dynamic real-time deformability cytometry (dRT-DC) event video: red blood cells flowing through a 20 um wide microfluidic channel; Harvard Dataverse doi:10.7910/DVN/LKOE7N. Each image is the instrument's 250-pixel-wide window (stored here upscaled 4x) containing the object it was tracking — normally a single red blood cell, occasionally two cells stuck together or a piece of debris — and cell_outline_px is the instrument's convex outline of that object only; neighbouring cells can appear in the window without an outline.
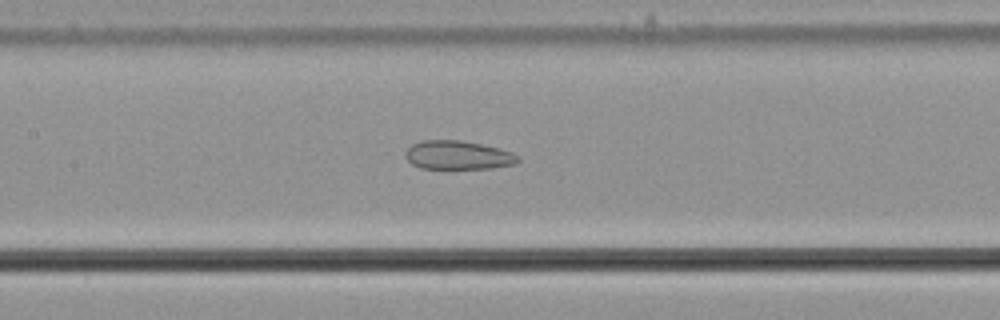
{"species": "common noctule bat (a hibernating species)", "species_latin": "Nyctalus noctula", "temperature_condition": "cold", "stored_images_in_passage": 48, "camera_frame_rate_fps": 3000, "um_per_image_px": 0.085, "animal": {"sex": "male", "body_mass_g": 21.5, "forearm_length_mm": 52.0}, "frame": {"image": 1, "passage_image": 19, "time_ms": 6.0, "image_size_px": [1000, 320], "cell_outline_px": [[520, 160], [516, 164], [492, 168], [420, 168], [412, 164], [404, 156], [404, 152], [412, 144], [424, 140], [460, 140], [480, 144], [512, 152], [520, 156]], "centroid_in_image_um": [38.92, 13.19], "position_along_channel_um": 168.5, "area_um2": 18.79}}
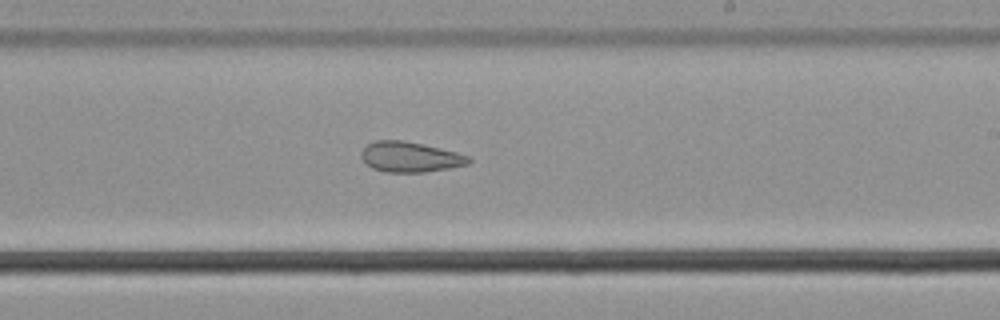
{"frame": {"image": 2, "passage_image": 26, "time_ms": 8.333, "image_size_px": [1000, 320], "cell_outline_px": [[472, 160], [468, 164], [452, 168], [424, 172], [384, 172], [372, 168], [360, 156], [360, 152], [368, 144], [376, 140], [404, 140], [440, 148], [456, 152], [468, 156]], "centroid_in_image_um": [34.86, 13.34], "position_along_channel_um": 254.1, "area_um2": 18.96}}
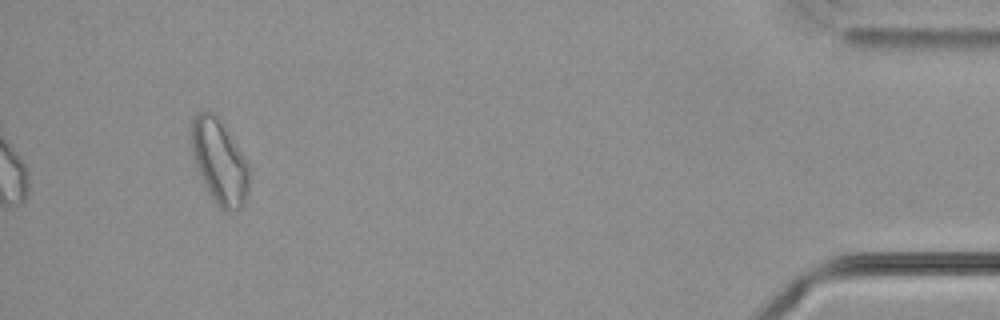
{"frame": {"image": 3, "passage_image": 45, "time_ms": 14.667, "image_size_px": [1000, 320], "cell_outline_px": [[248, 192], [244, 204], [236, 212], [224, 212], [216, 204], [208, 192], [200, 176], [196, 164], [192, 148], [192, 120], [196, 112], [216, 112], [220, 116], [248, 164]], "centroid_in_image_um": [18.67, 13.74], "position_along_channel_um": 416.5, "area_um2": 28.5}, "authors_computed_cell_mechanics": {"area_um2": 23.1489, "velocity_mm_per_s": 3.6818, "shape_relaxation_time_tau1_ms": null, "shape_relaxation_time_tau2_ms": 2.2614, "deformation_change_tau1": null, "deformation_change_tau2": 0.082}}